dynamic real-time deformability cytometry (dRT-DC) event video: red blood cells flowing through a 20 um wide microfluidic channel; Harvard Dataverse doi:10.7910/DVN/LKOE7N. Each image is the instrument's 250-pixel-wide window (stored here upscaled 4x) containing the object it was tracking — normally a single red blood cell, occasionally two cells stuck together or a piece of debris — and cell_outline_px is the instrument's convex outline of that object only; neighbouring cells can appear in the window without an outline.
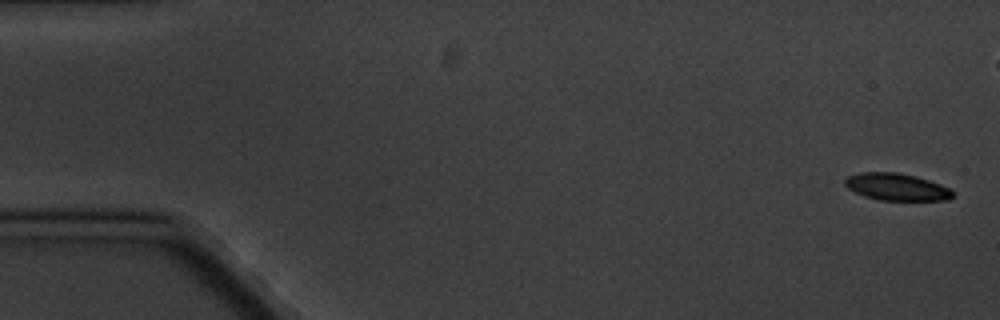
{"species": "common noctule bat (a hibernating species)", "species_latin": "Nyctalus noctula", "temperature_condition": "cold", "stored_images_in_passage": 8, "camera_frame_rate_fps": 3000, "um_per_image_px": 0.085, "animal": {"sex": "male", "body_mass_g": 20.1, "forearm_length_mm": 53.5}, "frame": {"image": 1, "passage_image": 1, "time_ms": 0.0, "image_size_px": [1000, 320], "cell_outline_px": [[956, 196], [948, 200], [880, 200], [864, 196], [848, 188], [844, 184], [844, 180], [848, 176], [860, 172], [896, 172], [916, 176], [940, 184], [948, 188]], "centroid_in_image_um": [76.21, 15.89], "position_along_channel_um": 8.8, "area_um2": 16.99}}